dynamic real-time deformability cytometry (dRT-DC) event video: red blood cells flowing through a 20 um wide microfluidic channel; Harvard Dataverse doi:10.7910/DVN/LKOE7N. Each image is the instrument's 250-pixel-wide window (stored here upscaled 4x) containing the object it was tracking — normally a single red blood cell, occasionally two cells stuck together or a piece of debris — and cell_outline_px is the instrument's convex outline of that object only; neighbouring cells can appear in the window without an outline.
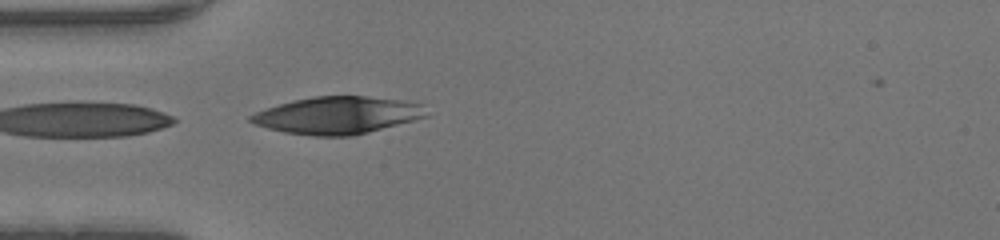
{"species": "human", "species_latin": "Homo sapiens", "temperature_condition": "warm", "stored_images_in_passage": 13, "camera_frame_rate_fps": 3000, "um_per_image_px": 0.085, "donor": {"sex": "male"}, "frame": {"image": 1, "passage_image": 13, "time_ms": 4.0, "image_size_px": [1000, 240], "cell_outline_px": [[428, 116], [368, 132], [352, 136], [312, 136], [284, 132], [268, 128], [256, 124], [248, 120], [248, 116], [256, 112], [292, 100], [312, 96], [368, 96], [400, 100], [420, 104]], "centroid_in_image_um": [28.65, 9.8], "position_along_channel_um": 56.3, "area_um2": 37.74}}